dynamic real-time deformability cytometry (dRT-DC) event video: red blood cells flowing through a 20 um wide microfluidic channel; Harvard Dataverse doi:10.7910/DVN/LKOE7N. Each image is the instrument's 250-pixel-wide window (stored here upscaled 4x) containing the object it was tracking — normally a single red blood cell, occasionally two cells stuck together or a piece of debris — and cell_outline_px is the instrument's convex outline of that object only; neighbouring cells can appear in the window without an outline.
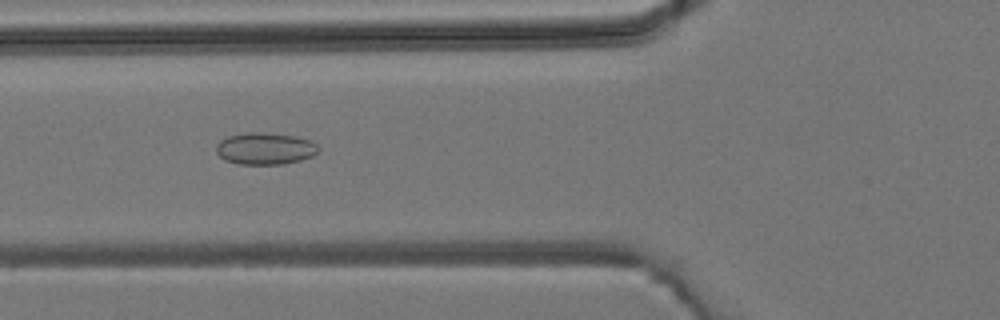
{"species": "common noctule bat (a hibernating species)", "species_latin": "Nyctalus noctula", "temperature_condition": "room temperature", "stored_images_in_passage": 6, "camera_frame_rate_fps": 3000, "um_per_image_px": 0.085, "animal": {"sex": "male", "body_mass_g": 19.2, "forearm_length_mm": 51.8}, "frame": {"image": 1, "passage_image": 6, "time_ms": 5.667, "image_size_px": [1000, 320], "cell_outline_px": [[320, 148], [312, 156], [300, 160], [284, 164], [240, 164], [224, 160], [216, 152], [216, 144], [220, 140], [228, 136], [248, 132], [260, 132], [296, 136], [308, 140], [316, 144]], "centroid_in_image_um": [22.51, 12.63], "position_along_channel_um": 103.3, "area_um2": 18.96}}